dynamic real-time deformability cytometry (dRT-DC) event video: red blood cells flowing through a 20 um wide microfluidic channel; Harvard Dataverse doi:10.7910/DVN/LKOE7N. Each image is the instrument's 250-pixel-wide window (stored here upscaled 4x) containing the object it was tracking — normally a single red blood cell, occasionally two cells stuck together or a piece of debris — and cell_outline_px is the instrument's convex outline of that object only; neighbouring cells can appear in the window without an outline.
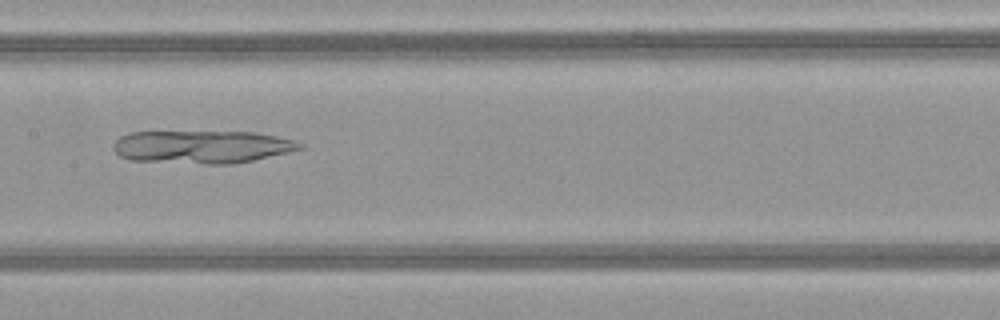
{"species": "common noctule bat (a hibernating species)", "species_latin": "Nyctalus noctula", "temperature_condition": "warm", "stored_images_in_passage": 39, "camera_frame_rate_fps": 3000, "um_per_image_px": 0.085, "animal": {"sex": "female", "body_mass_g": 21.9}, "frame": {"image": 1, "passage_image": 15, "time_ms": 4.667, "image_size_px": [1000, 320], "cell_outline_px": [[304, 148], [288, 152], [252, 160], [232, 164], [208, 164], [132, 160], [120, 156], [112, 148], [112, 144], [120, 136], [128, 132], [256, 132], [296, 140], [304, 144]], "centroid_in_image_um": [17.17, 12.48], "position_along_channel_um": 190.2, "area_um2": 35.78}}
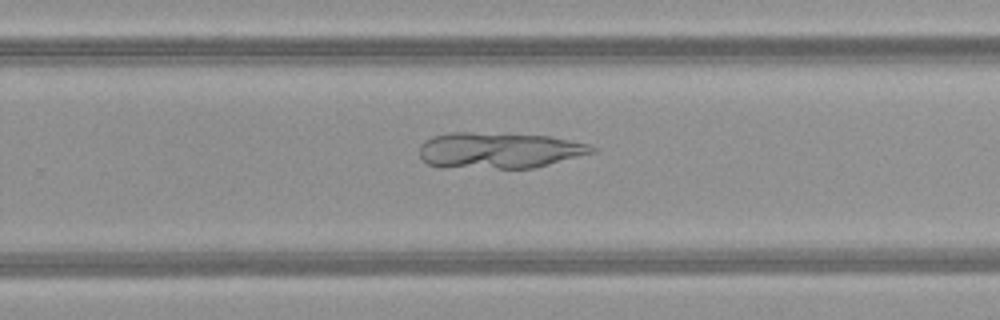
{"frame": {"image": 2, "passage_image": 22, "time_ms": 7.0, "image_size_px": [1000, 320], "cell_outline_px": [[596, 152], [536, 168], [496, 168], [428, 164], [420, 156], [420, 144], [424, 140], [432, 136], [452, 132], [472, 132], [552, 136], [588, 144], [596, 148]], "centroid_in_image_um": [42.49, 12.76], "position_along_channel_um": 287.3, "area_um2": 35.89}}
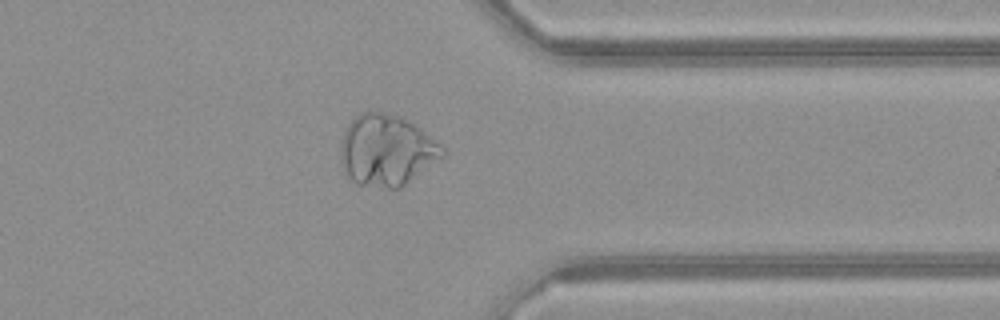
{"frame": {"image": 3, "passage_image": 29, "time_ms": 9.333, "image_size_px": [1000, 320], "cell_outline_px": [[448, 152], [444, 156], [400, 188], [388, 188], [356, 184], [344, 172], [340, 156], [340, 144], [344, 132], [348, 124], [356, 112], [368, 108], [400, 116], [408, 120], [420, 128], [440, 144]], "centroid_in_image_um": [32.83, 12.73], "position_along_channel_um": 378.6, "area_um2": 42.89}}